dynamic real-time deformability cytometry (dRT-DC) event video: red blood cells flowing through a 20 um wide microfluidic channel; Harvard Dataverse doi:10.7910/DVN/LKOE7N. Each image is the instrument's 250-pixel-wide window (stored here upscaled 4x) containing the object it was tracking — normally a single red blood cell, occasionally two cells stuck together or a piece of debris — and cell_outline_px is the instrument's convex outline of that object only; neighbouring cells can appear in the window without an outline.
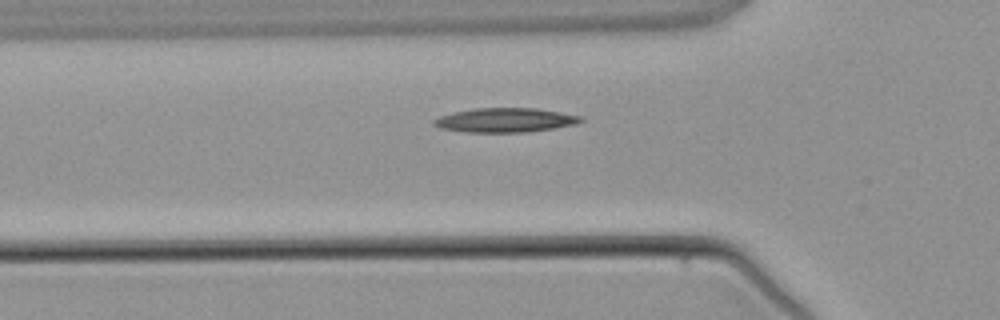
{"species": "common noctule bat (a hibernating species)", "species_latin": "Nyctalus noctula", "temperature_condition": "warm", "stored_images_in_passage": 2, "camera_frame_rate_fps": 3000, "um_per_image_px": 0.085, "animal": {"sex": "male", "body_mass_g": 21.5, "forearm_length_mm": 52.0}, "frame": {"image": 1, "passage_image": 2, "time_ms": 1.333, "image_size_px": [1000, 320], "cell_outline_px": [[584, 120], [576, 124], [552, 128], [524, 132], [468, 132], [440, 128], [432, 124], [432, 120], [440, 116], [452, 112], [472, 108], [536, 108], [584, 116]], "centroid_in_image_um": [42.93, 10.2], "position_along_channel_um": 82.9, "area_um2": 20.81}}